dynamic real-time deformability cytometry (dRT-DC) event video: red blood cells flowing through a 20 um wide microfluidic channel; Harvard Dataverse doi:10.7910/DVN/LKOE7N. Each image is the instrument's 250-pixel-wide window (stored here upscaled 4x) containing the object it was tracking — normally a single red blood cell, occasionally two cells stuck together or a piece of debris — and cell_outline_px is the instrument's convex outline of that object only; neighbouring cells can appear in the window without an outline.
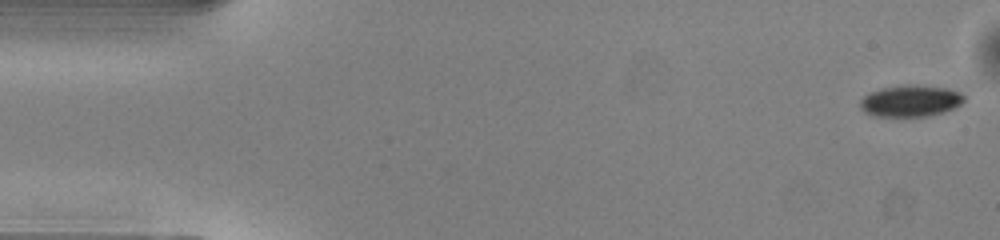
{"species": "common noctule bat (a hibernating species)", "species_latin": "Nyctalus noctula", "temperature_condition": "warm", "stored_images_in_passage": 50, "camera_frame_rate_fps": 3000, "um_per_image_px": 0.085, "animal": {"sex": "male", "body_mass_g": 13.0, "forearm_length_mm": 53.1}, "frame": {"image": 1, "passage_image": 1, "time_ms": 0.0, "image_size_px": [1000, 240], "cell_outline_px": [[964, 100], [960, 104], [952, 108], [928, 116], [872, 116], [864, 112], [860, 108], [860, 100], [864, 96], [872, 92], [884, 88], [904, 84], [916, 84], [944, 88], [960, 92], [964, 96]], "centroid_in_image_um": [77.36, 8.57], "position_along_channel_um": 7.6, "area_um2": 18.9}}
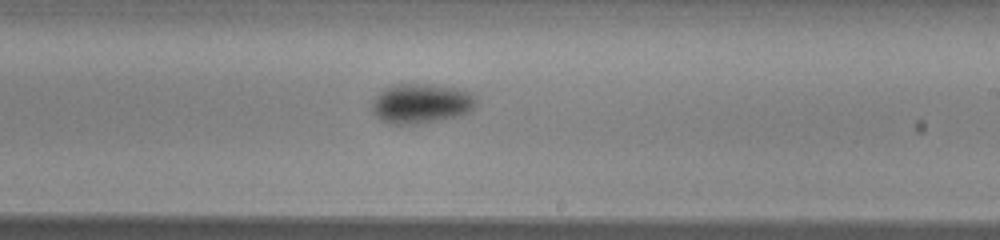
{"frame": {"image": 2, "passage_image": 29, "time_ms": 9.333, "image_size_px": [1000, 240], "cell_outline_px": [[476, 104], [468, 112], [456, 116], [416, 124], [388, 124], [380, 120], [372, 112], [372, 100], [384, 88], [392, 84], [432, 84], [456, 88], [472, 92], [476, 96]], "centroid_in_image_um": [35.77, 8.78], "position_along_channel_um": 253.2, "area_um2": 24.22}}
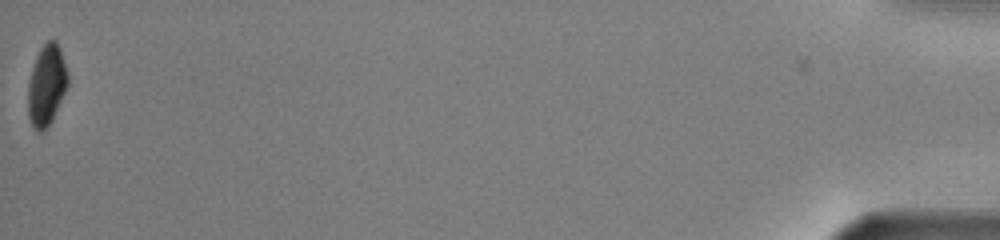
{"frame": {"image": 3, "passage_image": 50, "time_ms": 16.333, "image_size_px": [1000, 240], "cell_outline_px": [[68, 84], [52, 120], [44, 132], [36, 132], [28, 116], [28, 84], [32, 68], [36, 56], [40, 48], [48, 40], [56, 40], [60, 48], [68, 72]], "centroid_in_image_um": [3.96, 7.24], "position_along_channel_um": 431.2, "area_um2": 18.79}, "authors_computed_cell_mechanics": {"area_um2": 21.3282, "velocity_mm_per_s": 4.082, "shape_relaxation_time_tau1_ms": 2.6798, "shape_relaxation_time_tau2_ms": null, "deformation_change_tau1": 0.1104, "deformation_change_tau2": null}}